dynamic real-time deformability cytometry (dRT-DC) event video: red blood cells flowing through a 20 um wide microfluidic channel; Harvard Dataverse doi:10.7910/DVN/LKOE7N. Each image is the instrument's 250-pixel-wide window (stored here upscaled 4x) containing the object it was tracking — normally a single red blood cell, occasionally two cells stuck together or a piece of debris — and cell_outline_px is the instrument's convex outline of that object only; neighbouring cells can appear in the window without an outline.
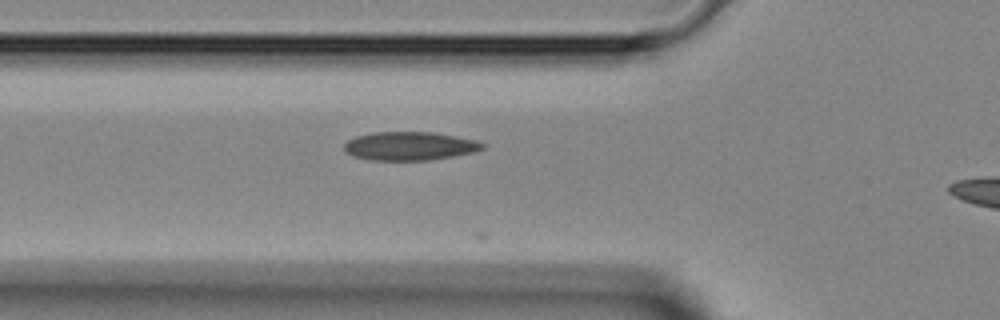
{"species": "Egyptian fruit bat (a non-hibernating species)", "species_latin": "Rousettus aegyptiacus", "temperature_condition": "room temperature", "stored_images_in_passage": 9, "camera_frame_rate_fps": 3000, "um_per_image_px": 0.085, "animal": {"sex": "female"}, "frame": {"image": 1, "passage_image": 5, "time_ms": 1.333, "image_size_px": [1000, 320], "cell_outline_px": [[488, 144], [484, 148], [476, 152], [428, 160], [368, 160], [352, 156], [344, 152], [344, 144], [348, 140], [356, 136], [372, 132], [432, 132], [456, 136], [476, 140]], "centroid_in_image_um": [34.82, 12.41], "position_along_channel_um": 91.0, "area_um2": 23.24}}
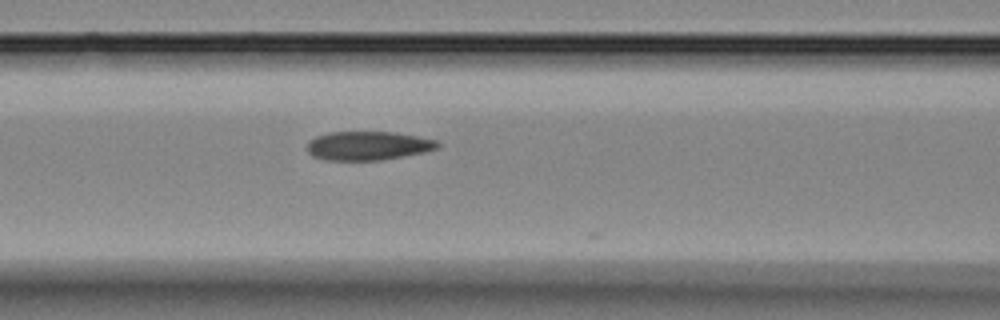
{"frame": {"image": 2, "passage_image": 8, "time_ms": 2.333, "image_size_px": [1000, 320], "cell_outline_px": [[440, 148], [424, 152], [380, 160], [324, 160], [312, 156], [308, 152], [308, 140], [316, 136], [328, 132], [392, 132], [416, 136], [436, 140], [440, 144]], "centroid_in_image_um": [31.26, 12.39], "position_along_channel_um": 135.3, "area_um2": 21.91}}